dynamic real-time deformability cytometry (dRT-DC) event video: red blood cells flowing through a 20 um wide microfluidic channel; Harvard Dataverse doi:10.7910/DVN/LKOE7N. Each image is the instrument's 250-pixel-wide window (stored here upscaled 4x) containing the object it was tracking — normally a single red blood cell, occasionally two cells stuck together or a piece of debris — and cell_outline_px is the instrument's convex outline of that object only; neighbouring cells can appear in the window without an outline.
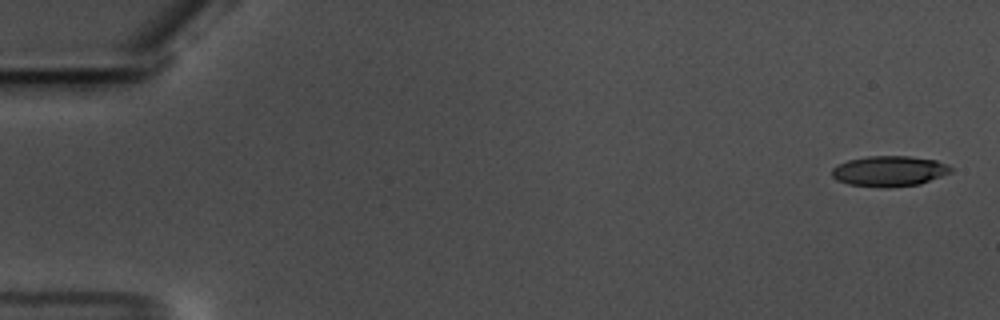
{"species": "common noctule bat (a hibernating species)", "species_latin": "Nyctalus noctula", "temperature_condition": "warm", "stored_images_in_passage": 25, "camera_frame_rate_fps": 3000, "um_per_image_px": 0.085, "animal": {"sex": "male", "body_mass_g": 17.5, "forearm_length_mm": 52.3}, "frame": {"image": 1, "passage_image": 2, "time_ms": 0.333, "image_size_px": [1000, 320], "cell_outline_px": [[952, 172], [920, 184], [888, 188], [884, 188], [848, 184], [836, 180], [832, 176], [832, 168], [836, 164], [848, 160], [868, 156], [908, 156], [936, 160], [948, 164], [952, 168]], "centroid_in_image_um": [75.58, 14.55], "position_along_channel_um": 9.4, "area_um2": 21.33}}
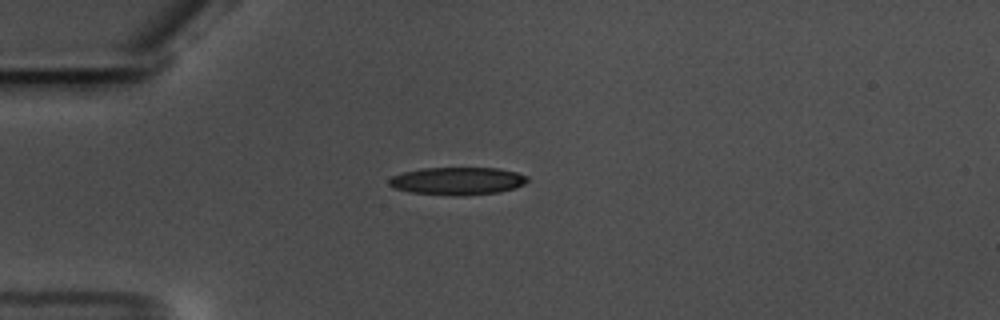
{"frame": {"image": 2, "passage_image": 16, "time_ms": 5.0, "image_size_px": [1000, 320], "cell_outline_px": [[528, 180], [524, 184], [516, 188], [500, 192], [460, 196], [412, 192], [396, 188], [388, 184], [388, 180], [392, 176], [404, 172], [424, 168], [500, 168], [516, 172], [528, 176]], "centroid_in_image_um": [38.93, 15.38], "position_along_channel_um": 46.1, "area_um2": 22.25}}